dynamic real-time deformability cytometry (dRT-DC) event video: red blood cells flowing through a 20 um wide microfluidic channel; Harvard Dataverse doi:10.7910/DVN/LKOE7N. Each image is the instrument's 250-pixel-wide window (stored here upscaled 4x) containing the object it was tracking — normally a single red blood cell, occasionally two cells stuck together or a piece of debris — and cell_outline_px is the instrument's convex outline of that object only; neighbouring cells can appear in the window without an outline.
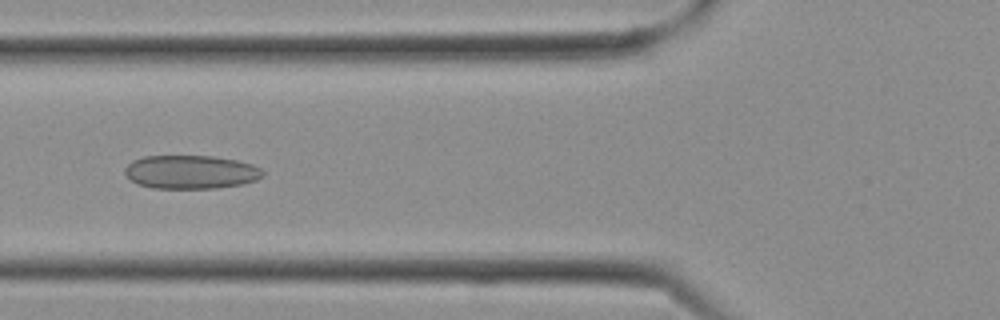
{"species": "Egyptian fruit bat (a non-hibernating species)", "species_latin": "Rousettus aegyptiacus", "temperature_condition": "cold", "stored_images_in_passage": 13, "camera_frame_rate_fps": 3000, "um_per_image_px": 0.085, "frame": {"image": 1, "passage_image": 10, "time_ms": 3.0, "image_size_px": [1000, 320], "cell_outline_px": [[264, 176], [256, 180], [244, 184], [216, 188], [152, 188], [136, 184], [124, 172], [124, 168], [132, 160], [144, 156], [212, 156], [236, 160], [252, 164], [260, 168], [264, 172]], "centroid_in_image_um": [16.22, 14.62], "position_along_channel_um": 109.6, "area_um2": 27.11}}
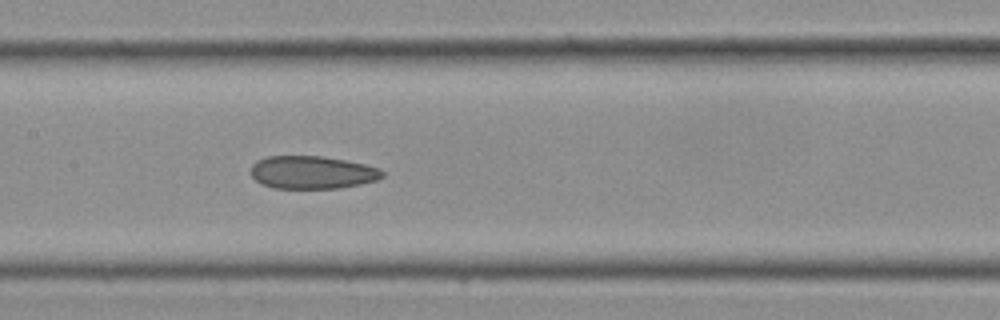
{"frame": {"image": 2, "passage_image": 13, "time_ms": 4.0, "image_size_px": [1000, 320], "cell_outline_px": [[384, 176], [380, 180], [360, 184], [336, 188], [272, 188], [256, 180], [248, 172], [252, 164], [256, 160], [268, 156], [324, 156], [364, 164], [380, 168], [384, 172]], "centroid_in_image_um": [26.53, 14.65], "position_along_channel_um": 180.9, "area_um2": 25.37}}